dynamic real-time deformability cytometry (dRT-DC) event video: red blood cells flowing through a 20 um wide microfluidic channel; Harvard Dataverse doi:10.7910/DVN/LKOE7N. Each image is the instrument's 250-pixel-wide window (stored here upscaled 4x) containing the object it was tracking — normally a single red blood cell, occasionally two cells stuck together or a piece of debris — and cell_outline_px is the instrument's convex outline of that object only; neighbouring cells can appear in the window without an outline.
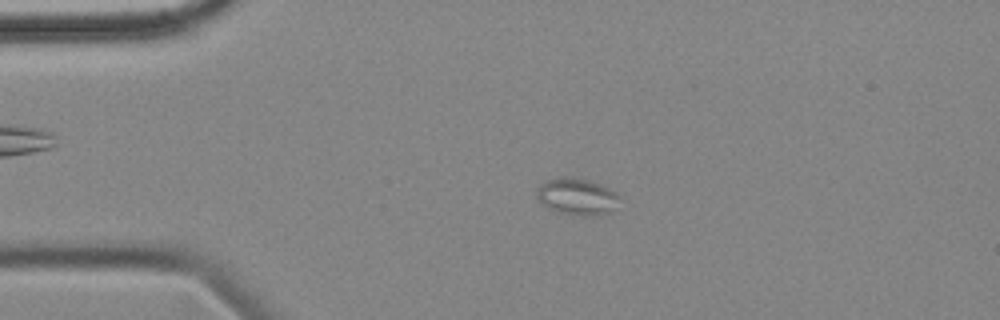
{"species": "common noctule bat (a hibernating species)", "species_latin": "Nyctalus noctula", "temperature_condition": "cold", "stored_images_in_passage": 57, "camera_frame_rate_fps": 3000, "um_per_image_px": 0.085, "animal": {"sex": "female", "body_mass_g": 18.4}, "frame": {"image": 1, "passage_image": 12, "time_ms": 3.667, "image_size_px": [1000, 320], "cell_outline_px": [[620, 196], [612, 208], [608, 212], [596, 216], [584, 216], [556, 212], [548, 208], [536, 196], [536, 188], [540, 184], [548, 180], [560, 176], [564, 176], [588, 180], [600, 184], [616, 192]], "centroid_in_image_um": [49.0, 16.7], "position_along_channel_um": 36.0, "area_um2": 17.57}}
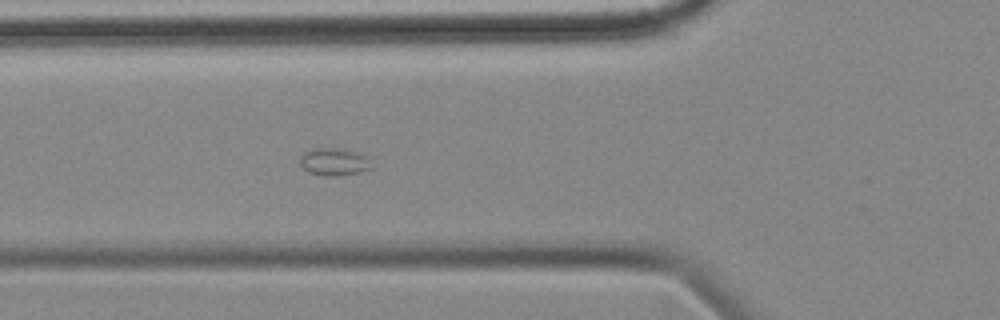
{"frame": {"image": 2, "passage_image": 20, "time_ms": 6.333, "image_size_px": [1000, 320], "cell_outline_px": [[376, 168], [360, 172], [336, 176], [328, 176], [308, 172], [300, 164], [300, 156], [304, 152], [312, 148], [344, 148], [364, 152], [372, 156]], "centroid_in_image_um": [28.56, 13.72], "position_along_channel_um": 97.2, "area_um2": 12.25}}
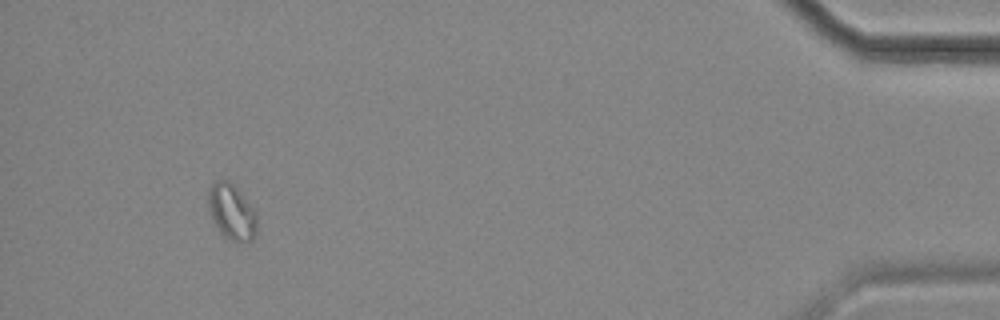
{"frame": {"image": 3, "passage_image": 53, "time_ms": 17.333, "image_size_px": [1000, 320], "cell_outline_px": [[256, 232], [252, 240], [228, 240], [220, 232], [212, 220], [208, 212], [208, 192], [212, 184], [216, 180], [228, 180], [236, 188], [256, 212]], "centroid_in_image_um": [19.65, 18.0], "position_along_channel_um": 415.5, "area_um2": 15.55}, "authors_computed_cell_mechanics": {"area_um2": 12.8316, "velocity_mm_per_s": 3.524, "shape_relaxation_time_tau1_ms": 1.4329, "shape_relaxation_time_tau2_ms": 0.9943, "deformation_change_tau1": null, "deformation_change_tau2": 0.0554}}